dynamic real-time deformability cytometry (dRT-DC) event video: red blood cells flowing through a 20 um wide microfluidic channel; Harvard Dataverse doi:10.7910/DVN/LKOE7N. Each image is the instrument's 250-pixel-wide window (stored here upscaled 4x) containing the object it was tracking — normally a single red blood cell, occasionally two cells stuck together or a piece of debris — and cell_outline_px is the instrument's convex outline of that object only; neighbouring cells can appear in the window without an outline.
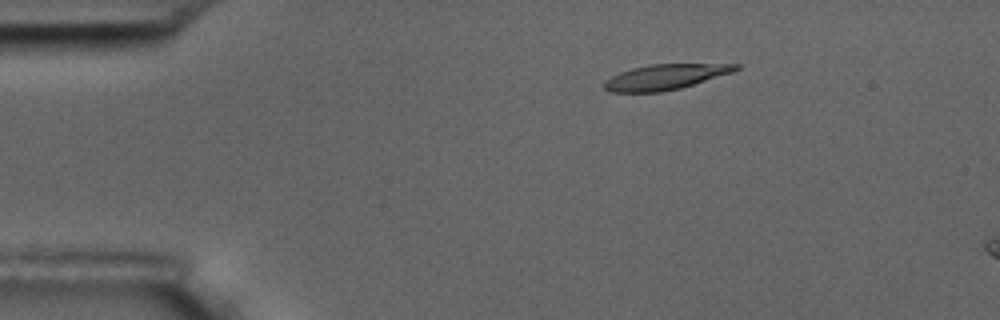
{"species": "common noctule bat (a hibernating species)", "species_latin": "Nyctalus noctula", "temperature_condition": "room temperature", "stored_images_in_passage": 5, "camera_frame_rate_fps": 3000, "um_per_image_px": 0.085, "animal": {"sex": "male", "body_mass_g": 17.5, "forearm_length_mm": 52.3}, "frame": {"image": 1, "passage_image": 2, "time_ms": 1.333, "image_size_px": [1000, 320], "cell_outline_px": [[740, 68], [732, 72], [680, 88], [660, 92], [608, 92], [604, 88], [604, 80], [620, 72], [632, 68], [652, 64], [740, 64]], "centroid_in_image_um": [56.5, 6.54], "position_along_channel_um": 28.5, "area_um2": 19.19}}